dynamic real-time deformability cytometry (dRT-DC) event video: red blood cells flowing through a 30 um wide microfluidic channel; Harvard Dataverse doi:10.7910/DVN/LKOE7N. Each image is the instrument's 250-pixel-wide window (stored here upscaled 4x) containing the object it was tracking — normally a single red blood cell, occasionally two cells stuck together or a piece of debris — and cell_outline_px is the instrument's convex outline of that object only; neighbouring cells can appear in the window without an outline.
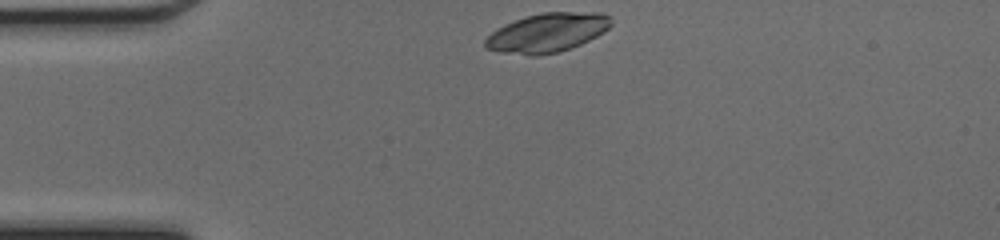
{"species": "common noctule bat (a hibernating species)", "species_latin": "Nyctalus noctula", "temperature_condition": "cold", "stored_images_in_passage": 33, "camera_frame_rate_fps": 3000, "um_per_image_px": 0.085, "animal": {"sex": "female", "body_mass_g": 17.0, "forearm_length_mm": 48.0}, "frame": {"image": 1, "passage_image": 1, "time_ms": 0.0, "image_size_px": [1000, 240], "cell_outline_px": [[612, 24], [604, 32], [572, 48], [556, 52], [536, 56], [532, 56], [500, 52], [484, 48], [484, 40], [492, 32], [504, 24], [524, 16], [544, 12], [604, 12], [612, 20]], "centroid_in_image_um": [46.51, 2.77], "position_along_channel_um": 38.5, "area_um2": 28.78}}
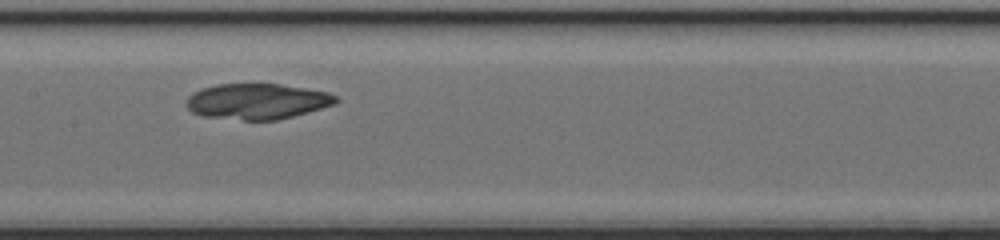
{"frame": {"image": 2, "passage_image": 14, "time_ms": 4.333, "image_size_px": [1000, 240], "cell_outline_px": [[340, 100], [336, 104], [308, 112], [276, 120], [244, 120], [204, 116], [192, 112], [184, 104], [184, 100], [192, 92], [200, 88], [216, 84], [280, 84], [328, 92], [336, 96]], "centroid_in_image_um": [21.83, 8.61], "position_along_channel_um": 185.6, "area_um2": 31.27}}
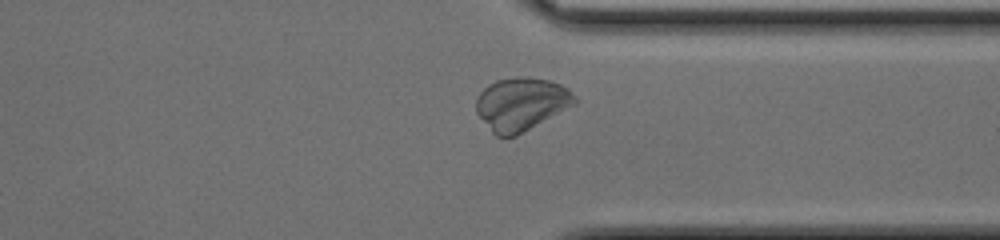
{"frame": {"image": 3, "passage_image": 27, "time_ms": 8.667, "image_size_px": [1000, 240], "cell_outline_px": [[576, 104], [516, 136], [504, 140], [496, 136], [492, 132], [476, 112], [476, 96], [488, 84], [496, 80], [516, 76], [528, 76], [548, 80], [560, 84], [568, 88], [576, 96]], "centroid_in_image_um": [44.29, 8.84], "position_along_channel_um": 367.1, "area_um2": 30.87}}